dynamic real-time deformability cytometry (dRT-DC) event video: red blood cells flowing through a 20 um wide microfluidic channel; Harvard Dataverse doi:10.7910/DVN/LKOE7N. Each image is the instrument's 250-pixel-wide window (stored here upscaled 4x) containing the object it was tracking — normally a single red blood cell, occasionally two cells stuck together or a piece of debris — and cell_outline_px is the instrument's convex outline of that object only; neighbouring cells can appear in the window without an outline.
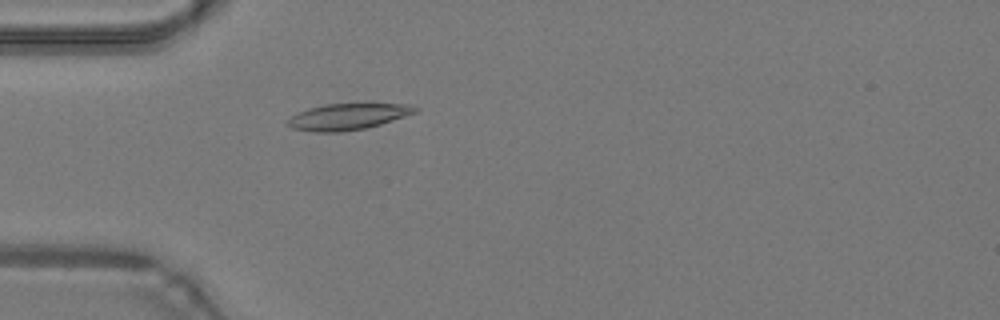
{"species": "common noctule bat (a hibernating species)", "species_latin": "Nyctalus noctula", "temperature_condition": "warm", "stored_images_in_passage": 48, "camera_frame_rate_fps": 3000, "um_per_image_px": 0.085, "animal": {"sex": "male", "body_mass_g": 19.2, "forearm_length_mm": 51.8}, "frame": {"image": 1, "passage_image": 14, "time_ms": 4.333, "image_size_px": [1000, 320], "cell_outline_px": [[420, 112], [380, 124], [364, 128], [340, 132], [316, 132], [292, 128], [288, 124], [288, 120], [292, 116], [308, 108], [324, 104], [412, 104], [420, 108]], "centroid_in_image_um": [29.64, 9.9], "position_along_channel_um": 55.4, "area_um2": 19.42}}
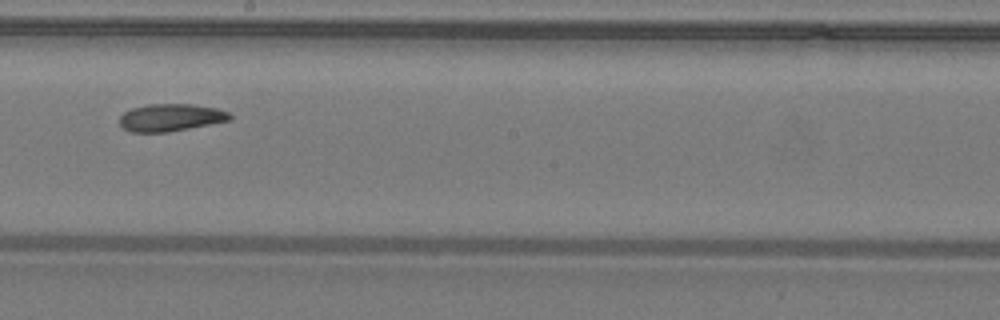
{"frame": {"image": 2, "passage_image": 27, "time_ms": 8.667, "image_size_px": [1000, 320], "cell_outline_px": [[232, 120], [168, 132], [132, 132], [124, 128], [120, 124], [120, 116], [124, 112], [132, 108], [148, 104], [192, 104], [216, 108], [228, 112], [232, 116]], "centroid_in_image_um": [14.52, 9.99], "position_along_channel_um": 233.7, "area_um2": 17.57}}
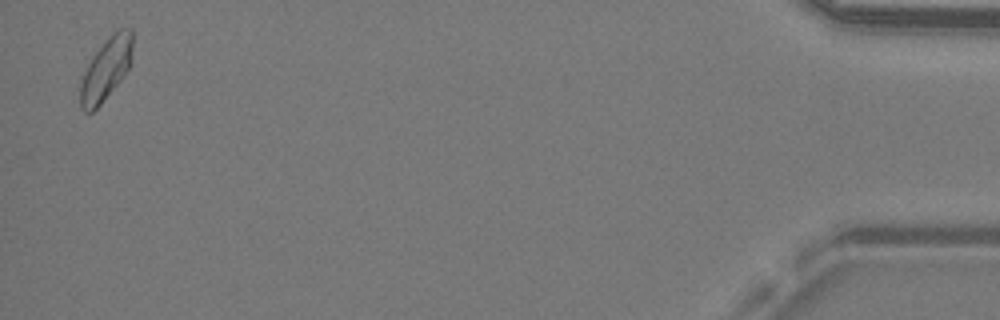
{"frame": {"image": 3, "passage_image": 47, "time_ms": 15.333, "image_size_px": [1000, 320], "cell_outline_px": [[132, 64], [120, 80], [100, 104], [92, 112], [84, 112], [80, 108], [80, 84], [84, 72], [92, 56], [104, 40], [112, 32], [120, 28], [132, 28]], "centroid_in_image_um": [9.02, 5.84], "position_along_channel_um": 426.2, "area_um2": 19.07}, "authors_computed_cell_mechanics": {"area_um2": 18.3226, "velocity_mm_per_s": 4.2686, "shape_relaxation_time_tau1_ms": 4.9661, "shape_relaxation_time_tau2_ms": null, "deformation_change_tau1": 0.1274, "deformation_change_tau2": null}}